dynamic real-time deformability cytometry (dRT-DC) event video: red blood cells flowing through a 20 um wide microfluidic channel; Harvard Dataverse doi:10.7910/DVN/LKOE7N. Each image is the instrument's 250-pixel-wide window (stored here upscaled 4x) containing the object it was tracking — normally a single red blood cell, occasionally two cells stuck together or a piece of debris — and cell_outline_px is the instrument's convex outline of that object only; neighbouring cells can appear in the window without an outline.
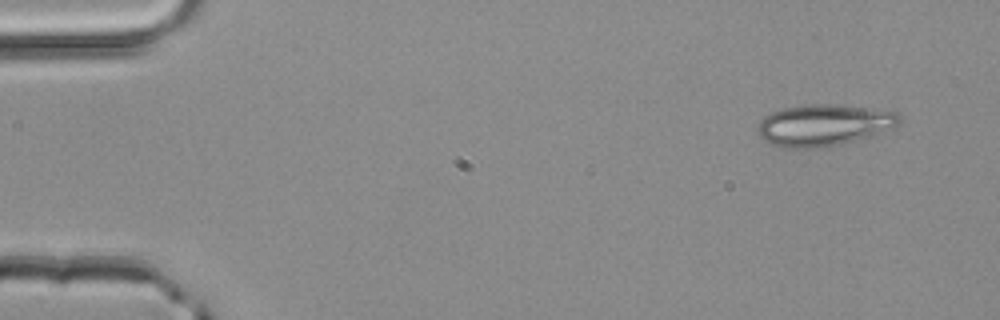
{"species": "common noctule bat (a hibernating species)", "species_latin": "Nyctalus noctula", "temperature_condition": "room temperature", "stored_images_in_passage": 3, "camera_frame_rate_fps": 3000, "um_per_image_px": 0.085, "animal": {"sex": "male", "body_mass_g": 20.4}, "frame": {"image": 1, "passage_image": 1, "time_ms": 0.0, "image_size_px": [1000, 320], "cell_outline_px": [[900, 124], [892, 128], [872, 136], [840, 144], [820, 148], [784, 148], [772, 144], [764, 140], [760, 136], [756, 128], [760, 120], [764, 116], [772, 112], [784, 108], [804, 104], [836, 104], [868, 108], [896, 112], [900, 116]], "centroid_in_image_um": [70.0, 10.64], "position_along_channel_um": 15.0, "area_um2": 34.45}}